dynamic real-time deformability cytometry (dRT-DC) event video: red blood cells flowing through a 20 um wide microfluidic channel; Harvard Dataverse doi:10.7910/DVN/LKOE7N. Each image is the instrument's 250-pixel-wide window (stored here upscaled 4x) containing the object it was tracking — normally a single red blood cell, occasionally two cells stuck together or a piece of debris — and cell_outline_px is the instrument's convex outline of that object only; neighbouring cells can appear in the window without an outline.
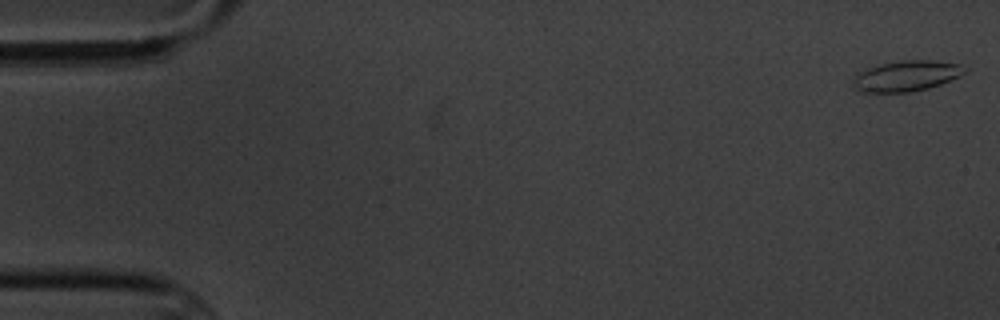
{"species": "common noctule bat (a hibernating species)", "species_latin": "Nyctalus noctula", "temperature_condition": "cold", "stored_images_in_passage": 8, "camera_frame_rate_fps": 3000, "um_per_image_px": 0.085, "animal": {"sex": "male", "body_mass_g": 20.1, "forearm_length_mm": 53.5}, "frame": {"image": 1, "passage_image": 1, "time_ms": 0.0, "image_size_px": [1000, 320], "cell_outline_px": [[968, 72], [960, 76], [940, 84], [928, 88], [912, 92], [864, 92], [852, 88], [852, 80], [856, 72], [864, 68], [880, 64], [900, 60], [932, 60], [960, 64], [968, 68]], "centroid_in_image_um": [77.01, 6.45], "position_along_channel_um": 8.0, "area_um2": 20.35}}
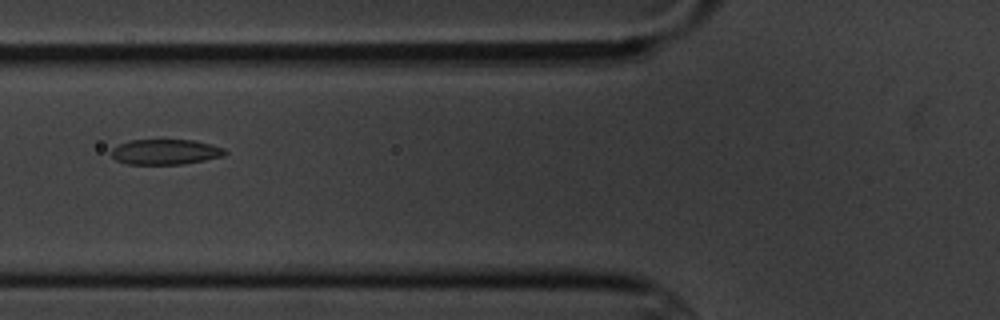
{"frame": {"image": 2, "passage_image": 7, "time_ms": 7.0, "image_size_px": [1000, 320], "cell_outline_px": [[228, 152], [224, 156], [184, 164], [128, 164], [116, 160], [112, 156], [112, 148], [120, 144], [132, 140], [196, 140], [212, 144], [224, 148]], "centroid_in_image_um": [14.11, 12.91], "position_along_channel_um": 111.7, "area_um2": 16.76}}
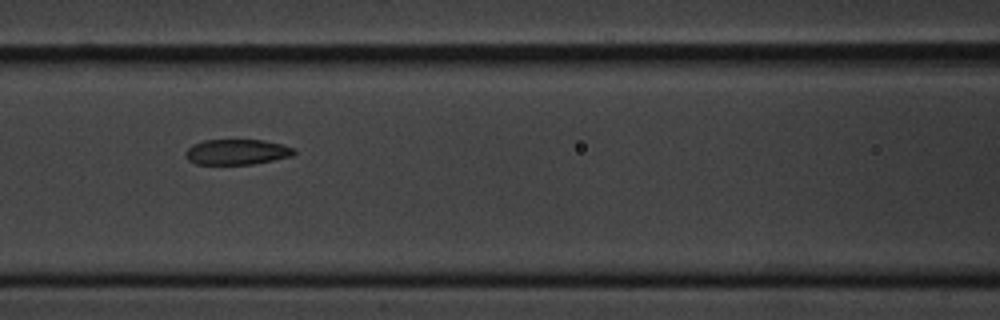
{"frame": {"image": 3, "passage_image": 8, "time_ms": 8.0, "image_size_px": [1000, 320], "cell_outline_px": [[296, 152], [292, 156], [252, 164], [196, 164], [188, 160], [184, 156], [184, 152], [192, 144], [204, 140], [264, 140], [296, 148]], "centroid_in_image_um": [20.11, 12.91], "position_along_channel_um": 146.5, "area_um2": 16.13}}